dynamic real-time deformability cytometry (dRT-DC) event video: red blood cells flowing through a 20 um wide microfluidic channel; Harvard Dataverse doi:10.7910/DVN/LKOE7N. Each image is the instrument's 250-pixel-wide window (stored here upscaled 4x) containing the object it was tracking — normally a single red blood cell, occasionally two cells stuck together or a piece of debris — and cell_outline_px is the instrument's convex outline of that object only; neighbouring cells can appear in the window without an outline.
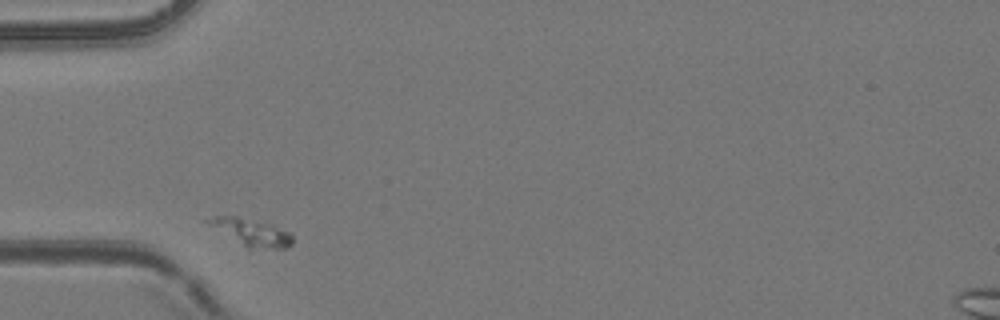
{"species": "common noctule bat (a hibernating species)", "species_latin": "Nyctalus noctula", "temperature_condition": "room temperature", "stored_images_in_passage": 1, "camera_frame_rate_fps": 3000, "um_per_image_px": 0.085, "animal": {"sex": "female", "body_mass_g": 24.6, "forearm_length_mm": 56.2}, "frame": {"image": 1, "passage_image": 1, "time_ms": 0.0, "image_size_px": [1000, 320], "cell_outline_px": [[292, 244], [284, 248], [248, 248], [208, 224], [204, 220], [212, 216], [236, 216], [276, 228], [288, 232], [292, 236]], "centroid_in_image_um": [21.32, 19.76], "position_along_channel_um": 63.7, "area_um2": 12.43}}